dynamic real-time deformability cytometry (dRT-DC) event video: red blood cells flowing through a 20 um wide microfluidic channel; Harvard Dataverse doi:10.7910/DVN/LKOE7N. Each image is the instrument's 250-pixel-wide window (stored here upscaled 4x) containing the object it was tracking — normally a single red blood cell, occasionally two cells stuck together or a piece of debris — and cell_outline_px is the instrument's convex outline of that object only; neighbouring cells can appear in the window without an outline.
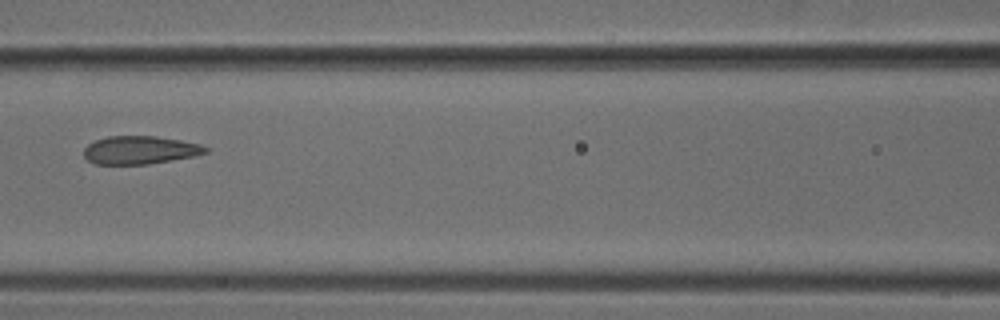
{"species": "common noctule bat (a hibernating species)", "species_latin": "Nyctalus noctula", "temperature_condition": "cold", "stored_images_in_passage": 4, "camera_frame_rate_fps": 3000, "um_per_image_px": 0.085, "animal": {"sex": "male", "body_mass_g": 18.8}, "frame": {"image": 1, "passage_image": 3, "time_ms": 0.667, "image_size_px": [1000, 320], "cell_outline_px": [[208, 152], [196, 156], [148, 164], [96, 164], [88, 160], [84, 156], [84, 148], [88, 144], [96, 140], [108, 136], [156, 136], [180, 140], [200, 144], [208, 148]], "centroid_in_image_um": [11.91, 12.75], "position_along_channel_um": 154.7, "area_um2": 19.94}}
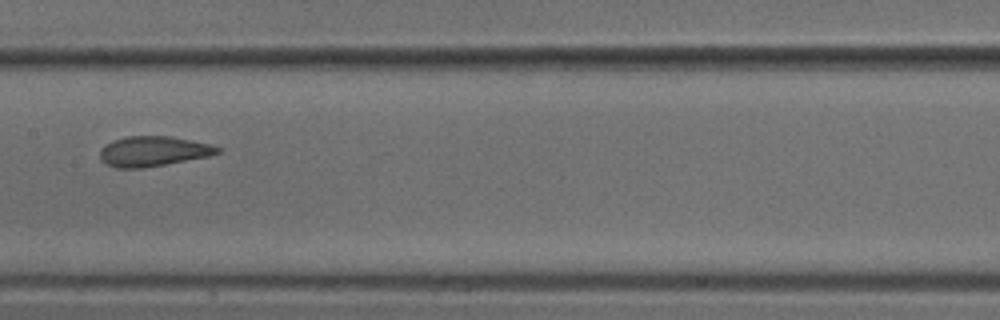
{"frame": {"image": 2, "passage_image": 4, "time_ms": 1.0, "image_size_px": [1000, 320], "cell_outline_px": [[220, 152], [208, 156], [144, 168], [116, 168], [104, 164], [100, 160], [100, 152], [112, 140], [124, 136], [172, 136], [192, 140], [208, 144], [220, 148]], "centroid_in_image_um": [12.99, 12.86], "position_along_channel_um": 194.4, "area_um2": 20.52}}